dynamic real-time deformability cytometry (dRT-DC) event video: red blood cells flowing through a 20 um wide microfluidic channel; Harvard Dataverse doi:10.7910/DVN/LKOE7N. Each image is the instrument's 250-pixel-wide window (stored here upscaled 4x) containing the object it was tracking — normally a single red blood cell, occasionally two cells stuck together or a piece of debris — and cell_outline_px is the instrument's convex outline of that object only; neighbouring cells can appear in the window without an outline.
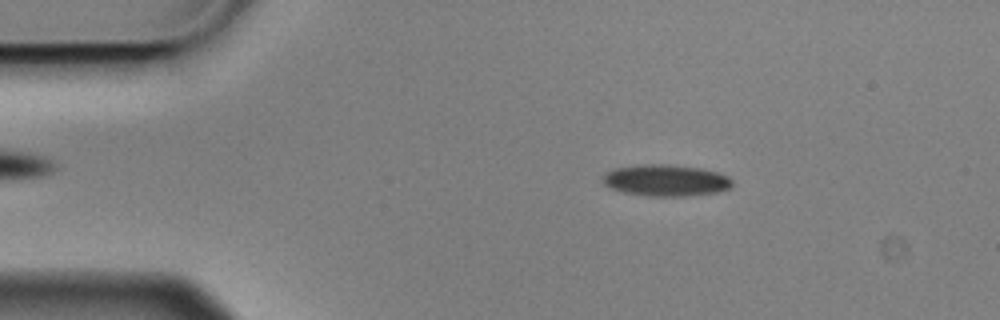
{"species": "Egyptian fruit bat (a non-hibernating species)", "species_latin": "Rousettus aegyptiacus", "temperature_condition": "cold", "stored_images_in_passage": 6, "camera_frame_rate_fps": 3000, "um_per_image_px": 0.085, "animal": {"sex": "male"}, "frame": {"image": 1, "passage_image": 2, "time_ms": 0.333, "image_size_px": [1000, 320], "cell_outline_px": [[732, 188], [716, 192], [684, 196], [648, 196], [624, 192], [612, 188], [604, 184], [604, 172], [612, 168], [636, 164], [668, 164], [700, 168], [716, 172], [728, 176], [732, 180]], "centroid_in_image_um": [56.58, 15.32], "position_along_channel_um": 28.4, "area_um2": 23.87}}
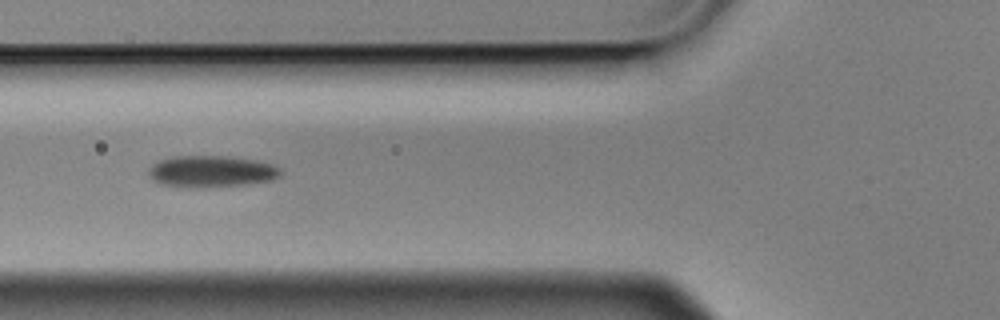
{"frame": {"image": 2, "passage_image": 5, "time_ms": 1.333, "image_size_px": [1000, 320], "cell_outline_px": [[280, 172], [272, 180], [244, 184], [160, 184], [152, 180], [148, 172], [148, 168], [152, 164], [160, 160], [172, 156], [228, 156], [256, 160], [272, 164], [280, 168]], "centroid_in_image_um": [17.95, 14.5], "position_along_channel_um": 107.8, "area_um2": 23.0}}
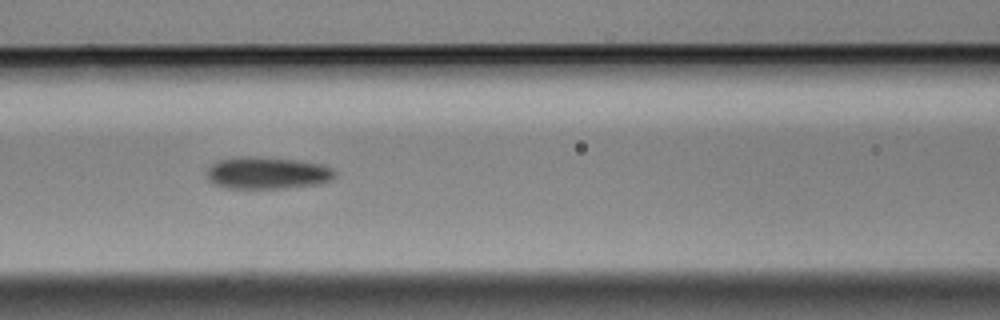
{"frame": {"image": 3, "passage_image": 6, "time_ms": 1.667, "image_size_px": [1000, 320], "cell_outline_px": [[336, 176], [332, 180], [320, 184], [288, 188], [224, 188], [208, 180], [208, 168], [216, 160], [240, 156], [256, 156], [296, 160], [324, 164], [332, 168], [336, 172]], "centroid_in_image_um": [22.76, 14.7], "position_along_channel_um": 143.8, "area_um2": 24.28}}